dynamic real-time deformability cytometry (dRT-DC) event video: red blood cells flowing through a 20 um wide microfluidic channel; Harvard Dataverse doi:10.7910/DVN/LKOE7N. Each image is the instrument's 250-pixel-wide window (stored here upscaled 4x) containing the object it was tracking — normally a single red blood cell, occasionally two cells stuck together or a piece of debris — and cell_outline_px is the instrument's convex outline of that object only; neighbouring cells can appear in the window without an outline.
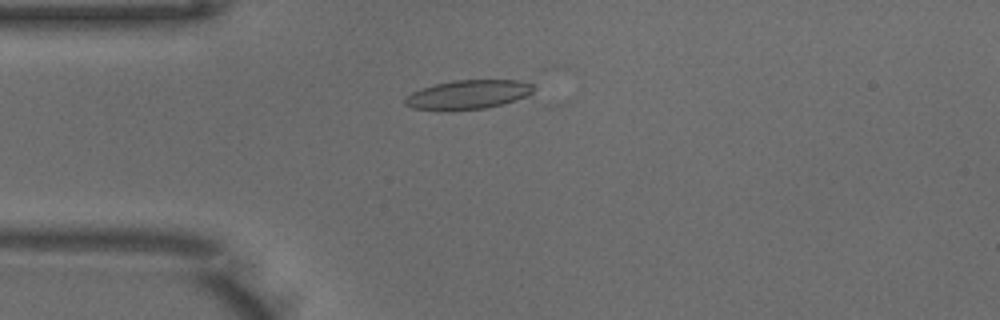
{"species": "common noctule bat (a hibernating species)", "species_latin": "Nyctalus noctula", "temperature_condition": "warm", "stored_images_in_passage": 14, "camera_frame_rate_fps": 3000, "um_per_image_px": 0.085, "animal": {"sex": "male", "body_mass_g": 18.8}, "frame": {"image": 1, "passage_image": 8, "time_ms": 2.333, "image_size_px": [1000, 320], "cell_outline_px": [[536, 88], [528, 96], [516, 100], [484, 108], [452, 112], [444, 112], [412, 108], [404, 104], [404, 96], [412, 92], [436, 84], [452, 80], [520, 80], [532, 84]], "centroid_in_image_um": [39.75, 8.06], "position_along_channel_um": 45.2, "area_um2": 22.25}}
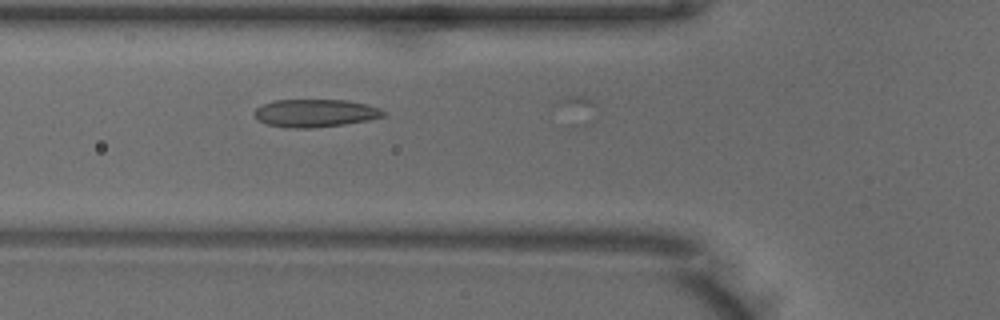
{"frame": {"image": 2, "passage_image": 13, "time_ms": 4.0, "image_size_px": [1000, 320], "cell_outline_px": [[388, 112], [384, 116], [368, 120], [344, 124], [312, 128], [288, 128], [268, 124], [260, 120], [252, 112], [260, 104], [276, 100], [348, 100], [368, 104], [380, 108]], "centroid_in_image_um": [26.82, 9.6], "position_along_channel_um": 99.0, "area_um2": 21.04}}